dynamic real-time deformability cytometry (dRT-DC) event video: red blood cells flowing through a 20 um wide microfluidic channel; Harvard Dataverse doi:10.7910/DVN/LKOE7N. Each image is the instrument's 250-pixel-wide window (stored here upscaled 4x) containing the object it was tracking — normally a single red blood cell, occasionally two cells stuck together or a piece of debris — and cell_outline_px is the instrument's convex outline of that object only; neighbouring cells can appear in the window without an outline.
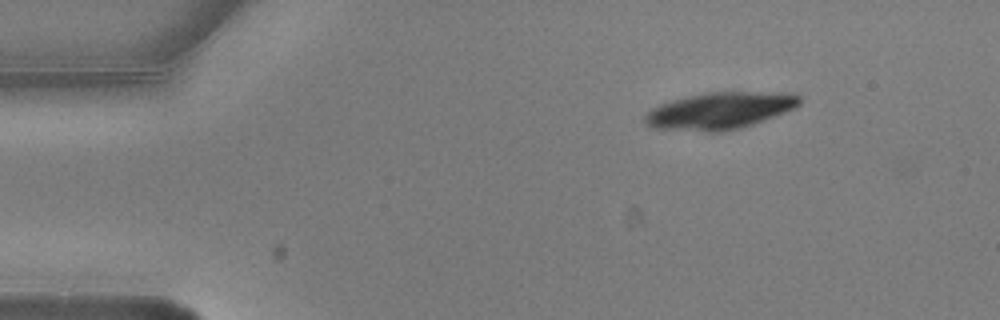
{"species": "common noctule bat (a hibernating species)", "species_latin": "Nyctalus noctula", "temperature_condition": "warm", "stored_images_in_passage": 3, "camera_frame_rate_fps": 3000, "um_per_image_px": 0.085, "animal": {"sex": "male", "body_mass_g": 20.5, "forearm_length_mm": 52.5}, "frame": {"image": 1, "passage_image": 1, "time_ms": 0.0, "image_size_px": [1000, 320], "cell_outline_px": [[800, 104], [796, 108], [752, 124], [740, 128], [720, 132], [708, 132], [652, 128], [644, 124], [644, 116], [652, 108], [660, 104], [672, 100], [704, 92], [792, 92], [800, 96]], "centroid_in_image_um": [61.18, 9.41], "position_along_channel_um": 23.8, "area_um2": 33.41}}